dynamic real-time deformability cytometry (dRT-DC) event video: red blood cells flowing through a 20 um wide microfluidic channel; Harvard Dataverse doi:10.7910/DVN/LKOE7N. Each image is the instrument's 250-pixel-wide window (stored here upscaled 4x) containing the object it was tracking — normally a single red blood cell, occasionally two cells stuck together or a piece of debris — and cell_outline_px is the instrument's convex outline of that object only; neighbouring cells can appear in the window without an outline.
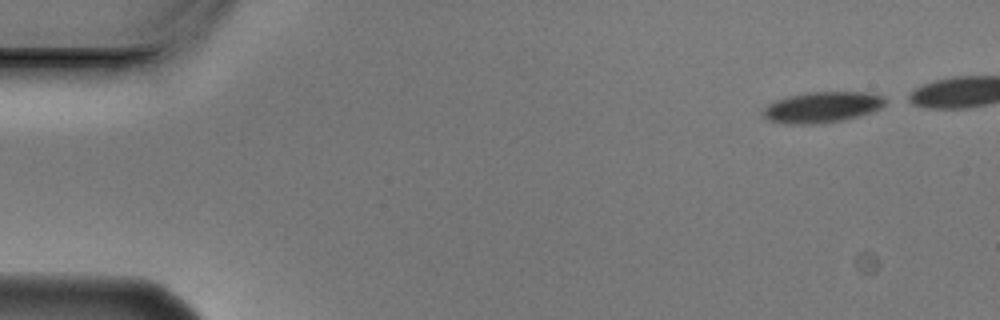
{"species": "Egyptian fruit bat (a non-hibernating species)", "species_latin": "Rousettus aegyptiacus", "temperature_condition": "cold", "stored_images_in_passage": 5, "camera_frame_rate_fps": 3000, "um_per_image_px": 0.085, "animal": {"sex": "male"}, "frame": {"image": 1, "passage_image": 1, "time_ms": 0.0, "image_size_px": [1000, 320], "cell_outline_px": [[888, 100], [880, 108], [872, 112], [840, 120], [820, 124], [784, 124], [768, 120], [760, 112], [768, 104], [776, 100], [788, 96], [808, 92], [864, 92], [880, 96]], "centroid_in_image_um": [69.83, 9.12], "position_along_channel_um": 15.2, "area_um2": 21.91}}